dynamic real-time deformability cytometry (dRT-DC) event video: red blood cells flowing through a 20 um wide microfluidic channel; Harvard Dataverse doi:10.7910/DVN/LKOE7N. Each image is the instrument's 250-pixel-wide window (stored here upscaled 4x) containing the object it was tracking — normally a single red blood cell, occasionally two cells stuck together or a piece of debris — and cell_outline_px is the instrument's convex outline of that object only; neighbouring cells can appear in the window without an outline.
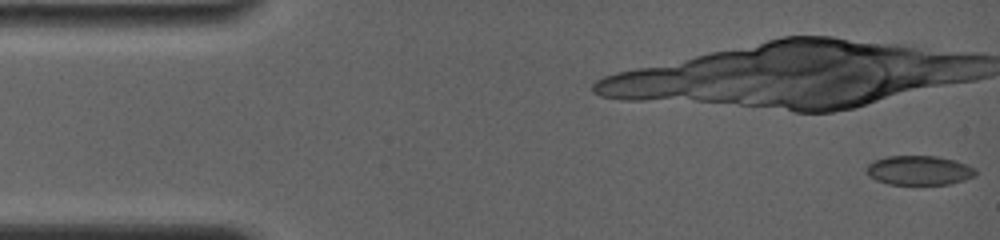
{"species": "common noctule bat (a hibernating species)", "species_latin": "Nyctalus noctula", "temperature_condition": "room temperature", "stored_images_in_passage": 9, "camera_frame_rate_fps": 4000, "um_per_image_px": 0.085, "animal": {"sex": "female", "body_mass_g": 19.0, "forearm_length_mm": 56.7}, "frame": {"image": 1, "passage_image": 1, "time_ms": 0.0, "image_size_px": [1000, 240], "cell_outline_px": [[976, 176], [964, 180], [948, 184], [888, 184], [876, 180], [868, 176], [864, 172], [864, 168], [872, 160], [888, 156], [936, 156], [956, 160], [968, 164], [976, 168]], "centroid_in_image_um": [78.1, 14.47], "position_along_channel_um": 6.9, "area_um2": 19.02}}